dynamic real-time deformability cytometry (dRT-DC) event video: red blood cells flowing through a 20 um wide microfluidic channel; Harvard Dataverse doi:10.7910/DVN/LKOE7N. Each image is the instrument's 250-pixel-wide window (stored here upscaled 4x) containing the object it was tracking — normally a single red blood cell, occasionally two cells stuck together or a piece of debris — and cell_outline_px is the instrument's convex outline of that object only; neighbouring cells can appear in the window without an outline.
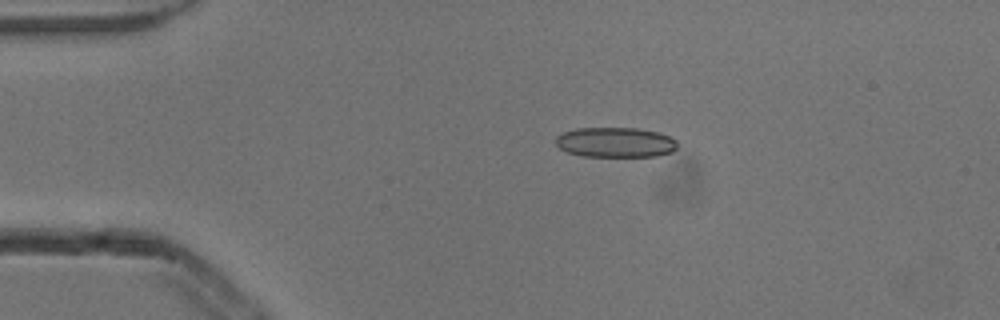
{"species": "common noctule bat (a hibernating species)", "species_latin": "Nyctalus noctula", "temperature_condition": "cold", "stored_images_in_passage": 6, "camera_frame_rate_fps": 3000, "um_per_image_px": 0.085, "animal": {"sex": "male", "body_mass_g": 13.3}, "frame": {"image": 1, "passage_image": 3, "time_ms": 0.667, "image_size_px": [1000, 320], "cell_outline_px": [[676, 148], [672, 152], [656, 156], [584, 156], [568, 152], [560, 148], [556, 144], [556, 136], [564, 132], [576, 128], [636, 128], [656, 132], [668, 136], [676, 140]], "centroid_in_image_um": [52.3, 12.1], "position_along_channel_um": 32.7, "area_um2": 21.1}}
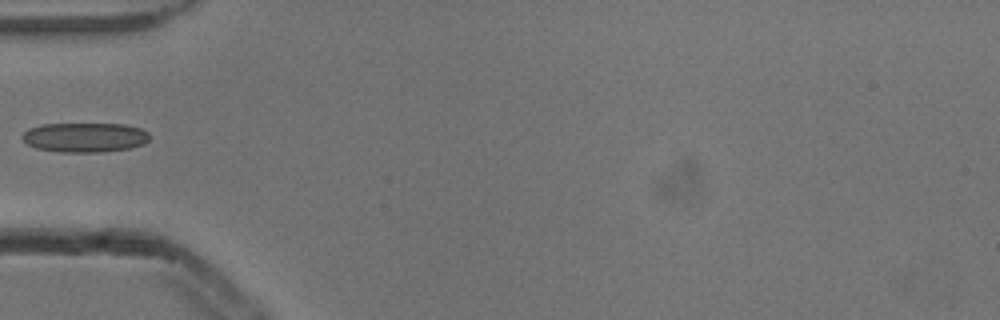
{"frame": {"image": 2, "passage_image": 5, "time_ms": 1.333, "image_size_px": [1000, 320], "cell_outline_px": [[148, 140], [144, 144], [132, 148], [104, 152], [60, 152], [36, 148], [28, 144], [20, 136], [28, 128], [44, 124], [124, 124], [140, 128], [148, 132]], "centroid_in_image_um": [7.21, 11.68], "position_along_channel_um": 77.8, "area_um2": 22.02}}
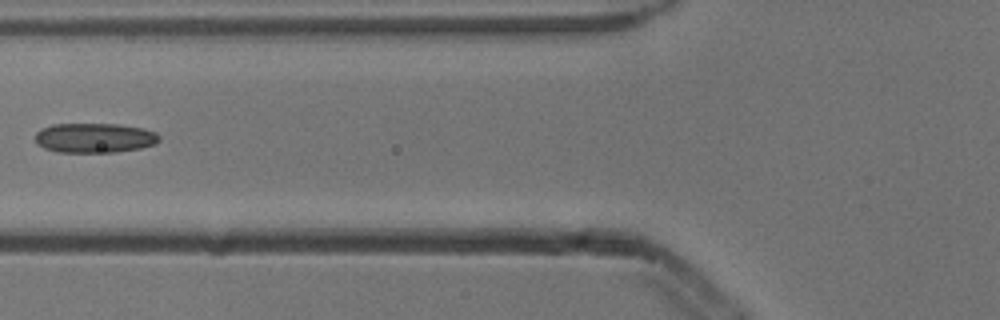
{"frame": {"image": 3, "passage_image": 6, "time_ms": 1.667, "image_size_px": [1000, 320], "cell_outline_px": [[160, 140], [156, 144], [140, 148], [116, 152], [56, 152], [44, 148], [36, 144], [36, 132], [40, 128], [52, 124], [116, 124], [140, 128], [156, 132], [160, 136]], "centroid_in_image_um": [8.01, 11.72], "position_along_channel_um": 117.8, "area_um2": 21.56}}